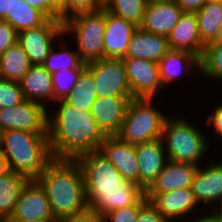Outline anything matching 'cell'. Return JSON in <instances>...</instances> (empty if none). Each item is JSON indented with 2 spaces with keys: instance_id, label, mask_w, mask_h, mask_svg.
Returning a JSON list of instances; mask_svg holds the SVG:
<instances>
[{
  "instance_id": "cell-21",
  "label": "cell",
  "mask_w": 222,
  "mask_h": 222,
  "mask_svg": "<svg viewBox=\"0 0 222 222\" xmlns=\"http://www.w3.org/2000/svg\"><path fill=\"white\" fill-rule=\"evenodd\" d=\"M191 189L197 203L209 205L219 200L222 209V163H213L206 168L198 166Z\"/></svg>"
},
{
  "instance_id": "cell-8",
  "label": "cell",
  "mask_w": 222,
  "mask_h": 222,
  "mask_svg": "<svg viewBox=\"0 0 222 222\" xmlns=\"http://www.w3.org/2000/svg\"><path fill=\"white\" fill-rule=\"evenodd\" d=\"M98 97H132L123 59L103 58L86 64Z\"/></svg>"
},
{
  "instance_id": "cell-40",
  "label": "cell",
  "mask_w": 222,
  "mask_h": 222,
  "mask_svg": "<svg viewBox=\"0 0 222 222\" xmlns=\"http://www.w3.org/2000/svg\"><path fill=\"white\" fill-rule=\"evenodd\" d=\"M56 222H104L103 217L96 212L88 209L87 211L77 214L66 216L58 219Z\"/></svg>"
},
{
  "instance_id": "cell-51",
  "label": "cell",
  "mask_w": 222,
  "mask_h": 222,
  "mask_svg": "<svg viewBox=\"0 0 222 222\" xmlns=\"http://www.w3.org/2000/svg\"><path fill=\"white\" fill-rule=\"evenodd\" d=\"M208 1L222 2V0H208Z\"/></svg>"
},
{
  "instance_id": "cell-16",
  "label": "cell",
  "mask_w": 222,
  "mask_h": 222,
  "mask_svg": "<svg viewBox=\"0 0 222 222\" xmlns=\"http://www.w3.org/2000/svg\"><path fill=\"white\" fill-rule=\"evenodd\" d=\"M163 145L162 139L135 145L139 162V185L144 190L152 184L168 161Z\"/></svg>"
},
{
  "instance_id": "cell-45",
  "label": "cell",
  "mask_w": 222,
  "mask_h": 222,
  "mask_svg": "<svg viewBox=\"0 0 222 222\" xmlns=\"http://www.w3.org/2000/svg\"><path fill=\"white\" fill-rule=\"evenodd\" d=\"M49 2L60 12V21H62L63 0H49Z\"/></svg>"
},
{
  "instance_id": "cell-48",
  "label": "cell",
  "mask_w": 222,
  "mask_h": 222,
  "mask_svg": "<svg viewBox=\"0 0 222 222\" xmlns=\"http://www.w3.org/2000/svg\"><path fill=\"white\" fill-rule=\"evenodd\" d=\"M216 208L217 207H214V209H215V222H222V209L218 210Z\"/></svg>"
},
{
  "instance_id": "cell-30",
  "label": "cell",
  "mask_w": 222,
  "mask_h": 222,
  "mask_svg": "<svg viewBox=\"0 0 222 222\" xmlns=\"http://www.w3.org/2000/svg\"><path fill=\"white\" fill-rule=\"evenodd\" d=\"M147 0H104L103 8L139 27L143 21Z\"/></svg>"
},
{
  "instance_id": "cell-18",
  "label": "cell",
  "mask_w": 222,
  "mask_h": 222,
  "mask_svg": "<svg viewBox=\"0 0 222 222\" xmlns=\"http://www.w3.org/2000/svg\"><path fill=\"white\" fill-rule=\"evenodd\" d=\"M137 26L115 16L106 10V27L104 34V58L122 59Z\"/></svg>"
},
{
  "instance_id": "cell-6",
  "label": "cell",
  "mask_w": 222,
  "mask_h": 222,
  "mask_svg": "<svg viewBox=\"0 0 222 222\" xmlns=\"http://www.w3.org/2000/svg\"><path fill=\"white\" fill-rule=\"evenodd\" d=\"M151 98H133L116 136L132 145L161 139L166 116L152 106Z\"/></svg>"
},
{
  "instance_id": "cell-19",
  "label": "cell",
  "mask_w": 222,
  "mask_h": 222,
  "mask_svg": "<svg viewBox=\"0 0 222 222\" xmlns=\"http://www.w3.org/2000/svg\"><path fill=\"white\" fill-rule=\"evenodd\" d=\"M170 49L189 51L202 58L205 44L202 42L195 13H183L167 36Z\"/></svg>"
},
{
  "instance_id": "cell-22",
  "label": "cell",
  "mask_w": 222,
  "mask_h": 222,
  "mask_svg": "<svg viewBox=\"0 0 222 222\" xmlns=\"http://www.w3.org/2000/svg\"><path fill=\"white\" fill-rule=\"evenodd\" d=\"M169 49L166 36L150 33L137 27L124 58L144 59L158 63Z\"/></svg>"
},
{
  "instance_id": "cell-49",
  "label": "cell",
  "mask_w": 222,
  "mask_h": 222,
  "mask_svg": "<svg viewBox=\"0 0 222 222\" xmlns=\"http://www.w3.org/2000/svg\"><path fill=\"white\" fill-rule=\"evenodd\" d=\"M4 222H56V221H43V220H5Z\"/></svg>"
},
{
  "instance_id": "cell-17",
  "label": "cell",
  "mask_w": 222,
  "mask_h": 222,
  "mask_svg": "<svg viewBox=\"0 0 222 222\" xmlns=\"http://www.w3.org/2000/svg\"><path fill=\"white\" fill-rule=\"evenodd\" d=\"M145 197L168 221L186 216L198 206L191 188H181L165 193H145Z\"/></svg>"
},
{
  "instance_id": "cell-29",
  "label": "cell",
  "mask_w": 222,
  "mask_h": 222,
  "mask_svg": "<svg viewBox=\"0 0 222 222\" xmlns=\"http://www.w3.org/2000/svg\"><path fill=\"white\" fill-rule=\"evenodd\" d=\"M96 84L92 74L85 69L78 78L73 90L65 97L64 101L73 105L80 111H91L97 95Z\"/></svg>"
},
{
  "instance_id": "cell-31",
  "label": "cell",
  "mask_w": 222,
  "mask_h": 222,
  "mask_svg": "<svg viewBox=\"0 0 222 222\" xmlns=\"http://www.w3.org/2000/svg\"><path fill=\"white\" fill-rule=\"evenodd\" d=\"M64 49V51L61 50L59 52H55L53 51L54 48L52 47V49L49 51L47 58L42 63V66L50 74L61 70L86 68V63L81 60L77 51H68L65 47Z\"/></svg>"
},
{
  "instance_id": "cell-24",
  "label": "cell",
  "mask_w": 222,
  "mask_h": 222,
  "mask_svg": "<svg viewBox=\"0 0 222 222\" xmlns=\"http://www.w3.org/2000/svg\"><path fill=\"white\" fill-rule=\"evenodd\" d=\"M19 83L26 100L42 104L40 99L53 101L52 74L42 65L32 64Z\"/></svg>"
},
{
  "instance_id": "cell-9",
  "label": "cell",
  "mask_w": 222,
  "mask_h": 222,
  "mask_svg": "<svg viewBox=\"0 0 222 222\" xmlns=\"http://www.w3.org/2000/svg\"><path fill=\"white\" fill-rule=\"evenodd\" d=\"M48 111L39 102L24 100L10 108H0V132L15 129L48 133Z\"/></svg>"
},
{
  "instance_id": "cell-4",
  "label": "cell",
  "mask_w": 222,
  "mask_h": 222,
  "mask_svg": "<svg viewBox=\"0 0 222 222\" xmlns=\"http://www.w3.org/2000/svg\"><path fill=\"white\" fill-rule=\"evenodd\" d=\"M0 150L9 169L35 180L54 159L49 148L48 133L10 129L1 132Z\"/></svg>"
},
{
  "instance_id": "cell-3",
  "label": "cell",
  "mask_w": 222,
  "mask_h": 222,
  "mask_svg": "<svg viewBox=\"0 0 222 222\" xmlns=\"http://www.w3.org/2000/svg\"><path fill=\"white\" fill-rule=\"evenodd\" d=\"M35 180L44 189L56 220L89 209L83 174L75 159L54 158Z\"/></svg>"
},
{
  "instance_id": "cell-23",
  "label": "cell",
  "mask_w": 222,
  "mask_h": 222,
  "mask_svg": "<svg viewBox=\"0 0 222 222\" xmlns=\"http://www.w3.org/2000/svg\"><path fill=\"white\" fill-rule=\"evenodd\" d=\"M160 79L163 87L174 82L176 78L187 70L195 68L200 72V58L184 50L169 49L167 53L159 60ZM189 68V69H188ZM198 68V69H197Z\"/></svg>"
},
{
  "instance_id": "cell-1",
  "label": "cell",
  "mask_w": 222,
  "mask_h": 222,
  "mask_svg": "<svg viewBox=\"0 0 222 222\" xmlns=\"http://www.w3.org/2000/svg\"><path fill=\"white\" fill-rule=\"evenodd\" d=\"M75 160L83 174L89 209L101 217L122 207L135 206L145 196V190L126 181L100 150L82 153Z\"/></svg>"
},
{
  "instance_id": "cell-26",
  "label": "cell",
  "mask_w": 222,
  "mask_h": 222,
  "mask_svg": "<svg viewBox=\"0 0 222 222\" xmlns=\"http://www.w3.org/2000/svg\"><path fill=\"white\" fill-rule=\"evenodd\" d=\"M31 65L23 47L16 42L0 55L1 78L20 82Z\"/></svg>"
},
{
  "instance_id": "cell-13",
  "label": "cell",
  "mask_w": 222,
  "mask_h": 222,
  "mask_svg": "<svg viewBox=\"0 0 222 222\" xmlns=\"http://www.w3.org/2000/svg\"><path fill=\"white\" fill-rule=\"evenodd\" d=\"M99 150L126 181L139 185V162L135 145L122 141L114 135L107 136L101 143Z\"/></svg>"
},
{
  "instance_id": "cell-46",
  "label": "cell",
  "mask_w": 222,
  "mask_h": 222,
  "mask_svg": "<svg viewBox=\"0 0 222 222\" xmlns=\"http://www.w3.org/2000/svg\"><path fill=\"white\" fill-rule=\"evenodd\" d=\"M213 211L214 212L212 214L204 216L203 218H198L196 221L191 222H215V209Z\"/></svg>"
},
{
  "instance_id": "cell-12",
  "label": "cell",
  "mask_w": 222,
  "mask_h": 222,
  "mask_svg": "<svg viewBox=\"0 0 222 222\" xmlns=\"http://www.w3.org/2000/svg\"><path fill=\"white\" fill-rule=\"evenodd\" d=\"M6 220L57 221L51 212L44 189L36 180H29L25 184L13 214Z\"/></svg>"
},
{
  "instance_id": "cell-38",
  "label": "cell",
  "mask_w": 222,
  "mask_h": 222,
  "mask_svg": "<svg viewBox=\"0 0 222 222\" xmlns=\"http://www.w3.org/2000/svg\"><path fill=\"white\" fill-rule=\"evenodd\" d=\"M18 41V33L7 21L0 19V55Z\"/></svg>"
},
{
  "instance_id": "cell-7",
  "label": "cell",
  "mask_w": 222,
  "mask_h": 222,
  "mask_svg": "<svg viewBox=\"0 0 222 222\" xmlns=\"http://www.w3.org/2000/svg\"><path fill=\"white\" fill-rule=\"evenodd\" d=\"M106 10L80 12L63 21V33L74 32L78 53L84 63L104 58Z\"/></svg>"
},
{
  "instance_id": "cell-32",
  "label": "cell",
  "mask_w": 222,
  "mask_h": 222,
  "mask_svg": "<svg viewBox=\"0 0 222 222\" xmlns=\"http://www.w3.org/2000/svg\"><path fill=\"white\" fill-rule=\"evenodd\" d=\"M200 65V72L206 77L222 79V43L207 44Z\"/></svg>"
},
{
  "instance_id": "cell-36",
  "label": "cell",
  "mask_w": 222,
  "mask_h": 222,
  "mask_svg": "<svg viewBox=\"0 0 222 222\" xmlns=\"http://www.w3.org/2000/svg\"><path fill=\"white\" fill-rule=\"evenodd\" d=\"M139 210L140 201L135 206L122 207L106 213L103 220L104 222H136Z\"/></svg>"
},
{
  "instance_id": "cell-15",
  "label": "cell",
  "mask_w": 222,
  "mask_h": 222,
  "mask_svg": "<svg viewBox=\"0 0 222 222\" xmlns=\"http://www.w3.org/2000/svg\"><path fill=\"white\" fill-rule=\"evenodd\" d=\"M182 14L183 11L175 0L147 2L143 21L139 27L167 37Z\"/></svg>"
},
{
  "instance_id": "cell-28",
  "label": "cell",
  "mask_w": 222,
  "mask_h": 222,
  "mask_svg": "<svg viewBox=\"0 0 222 222\" xmlns=\"http://www.w3.org/2000/svg\"><path fill=\"white\" fill-rule=\"evenodd\" d=\"M4 20L9 22L19 33L27 29L40 27L48 18L24 0H14L11 15H7Z\"/></svg>"
},
{
  "instance_id": "cell-39",
  "label": "cell",
  "mask_w": 222,
  "mask_h": 222,
  "mask_svg": "<svg viewBox=\"0 0 222 222\" xmlns=\"http://www.w3.org/2000/svg\"><path fill=\"white\" fill-rule=\"evenodd\" d=\"M30 6L40 10L48 19L60 20V12L49 0H24Z\"/></svg>"
},
{
  "instance_id": "cell-25",
  "label": "cell",
  "mask_w": 222,
  "mask_h": 222,
  "mask_svg": "<svg viewBox=\"0 0 222 222\" xmlns=\"http://www.w3.org/2000/svg\"><path fill=\"white\" fill-rule=\"evenodd\" d=\"M28 181L27 177L11 170L0 175V220L3 222L13 214L21 190Z\"/></svg>"
},
{
  "instance_id": "cell-11",
  "label": "cell",
  "mask_w": 222,
  "mask_h": 222,
  "mask_svg": "<svg viewBox=\"0 0 222 222\" xmlns=\"http://www.w3.org/2000/svg\"><path fill=\"white\" fill-rule=\"evenodd\" d=\"M122 59L133 98L153 99L157 91L163 89L158 63L137 58Z\"/></svg>"
},
{
  "instance_id": "cell-10",
  "label": "cell",
  "mask_w": 222,
  "mask_h": 222,
  "mask_svg": "<svg viewBox=\"0 0 222 222\" xmlns=\"http://www.w3.org/2000/svg\"><path fill=\"white\" fill-rule=\"evenodd\" d=\"M61 35H64L63 22L48 19L40 27L19 32L17 42L23 47L31 64L42 65L52 49V41Z\"/></svg>"
},
{
  "instance_id": "cell-27",
  "label": "cell",
  "mask_w": 222,
  "mask_h": 222,
  "mask_svg": "<svg viewBox=\"0 0 222 222\" xmlns=\"http://www.w3.org/2000/svg\"><path fill=\"white\" fill-rule=\"evenodd\" d=\"M196 14L202 42L212 43L222 26V2L208 1Z\"/></svg>"
},
{
  "instance_id": "cell-47",
  "label": "cell",
  "mask_w": 222,
  "mask_h": 222,
  "mask_svg": "<svg viewBox=\"0 0 222 222\" xmlns=\"http://www.w3.org/2000/svg\"><path fill=\"white\" fill-rule=\"evenodd\" d=\"M220 43H222V26L220 27L215 40L209 44H220Z\"/></svg>"
},
{
  "instance_id": "cell-43",
  "label": "cell",
  "mask_w": 222,
  "mask_h": 222,
  "mask_svg": "<svg viewBox=\"0 0 222 222\" xmlns=\"http://www.w3.org/2000/svg\"><path fill=\"white\" fill-rule=\"evenodd\" d=\"M14 0H0V19L4 20L11 15Z\"/></svg>"
},
{
  "instance_id": "cell-20",
  "label": "cell",
  "mask_w": 222,
  "mask_h": 222,
  "mask_svg": "<svg viewBox=\"0 0 222 222\" xmlns=\"http://www.w3.org/2000/svg\"><path fill=\"white\" fill-rule=\"evenodd\" d=\"M198 166L168 160L145 193H165L181 188H191Z\"/></svg>"
},
{
  "instance_id": "cell-33",
  "label": "cell",
  "mask_w": 222,
  "mask_h": 222,
  "mask_svg": "<svg viewBox=\"0 0 222 222\" xmlns=\"http://www.w3.org/2000/svg\"><path fill=\"white\" fill-rule=\"evenodd\" d=\"M86 68L61 70L52 74L53 100H64L75 87L79 76Z\"/></svg>"
},
{
  "instance_id": "cell-42",
  "label": "cell",
  "mask_w": 222,
  "mask_h": 222,
  "mask_svg": "<svg viewBox=\"0 0 222 222\" xmlns=\"http://www.w3.org/2000/svg\"><path fill=\"white\" fill-rule=\"evenodd\" d=\"M213 114L208 116L207 124L214 126L216 133L222 136V105H219L215 108Z\"/></svg>"
},
{
  "instance_id": "cell-5",
  "label": "cell",
  "mask_w": 222,
  "mask_h": 222,
  "mask_svg": "<svg viewBox=\"0 0 222 222\" xmlns=\"http://www.w3.org/2000/svg\"><path fill=\"white\" fill-rule=\"evenodd\" d=\"M166 142L168 160L178 163L198 165L200 158L207 151V140L186 118L167 117L162 131Z\"/></svg>"
},
{
  "instance_id": "cell-34",
  "label": "cell",
  "mask_w": 222,
  "mask_h": 222,
  "mask_svg": "<svg viewBox=\"0 0 222 222\" xmlns=\"http://www.w3.org/2000/svg\"><path fill=\"white\" fill-rule=\"evenodd\" d=\"M24 100L19 82L0 78V108H10Z\"/></svg>"
},
{
  "instance_id": "cell-37",
  "label": "cell",
  "mask_w": 222,
  "mask_h": 222,
  "mask_svg": "<svg viewBox=\"0 0 222 222\" xmlns=\"http://www.w3.org/2000/svg\"><path fill=\"white\" fill-rule=\"evenodd\" d=\"M136 222H169L155 208V206L144 196L140 200V210Z\"/></svg>"
},
{
  "instance_id": "cell-41",
  "label": "cell",
  "mask_w": 222,
  "mask_h": 222,
  "mask_svg": "<svg viewBox=\"0 0 222 222\" xmlns=\"http://www.w3.org/2000/svg\"><path fill=\"white\" fill-rule=\"evenodd\" d=\"M183 13H197L208 0H175Z\"/></svg>"
},
{
  "instance_id": "cell-35",
  "label": "cell",
  "mask_w": 222,
  "mask_h": 222,
  "mask_svg": "<svg viewBox=\"0 0 222 222\" xmlns=\"http://www.w3.org/2000/svg\"><path fill=\"white\" fill-rule=\"evenodd\" d=\"M103 5L104 0H63L62 22L80 12L97 11L103 8Z\"/></svg>"
},
{
  "instance_id": "cell-44",
  "label": "cell",
  "mask_w": 222,
  "mask_h": 222,
  "mask_svg": "<svg viewBox=\"0 0 222 222\" xmlns=\"http://www.w3.org/2000/svg\"><path fill=\"white\" fill-rule=\"evenodd\" d=\"M9 171H10V169L8 166L7 159L4 156V154L2 153V151L0 150V175L5 174Z\"/></svg>"
},
{
  "instance_id": "cell-14",
  "label": "cell",
  "mask_w": 222,
  "mask_h": 222,
  "mask_svg": "<svg viewBox=\"0 0 222 222\" xmlns=\"http://www.w3.org/2000/svg\"><path fill=\"white\" fill-rule=\"evenodd\" d=\"M133 97H97L91 114L98 127L106 136L116 135Z\"/></svg>"
},
{
  "instance_id": "cell-2",
  "label": "cell",
  "mask_w": 222,
  "mask_h": 222,
  "mask_svg": "<svg viewBox=\"0 0 222 222\" xmlns=\"http://www.w3.org/2000/svg\"><path fill=\"white\" fill-rule=\"evenodd\" d=\"M53 119L48 118V140L56 159H75L82 153L99 150L107 137L98 127L91 111H80L64 100Z\"/></svg>"
},
{
  "instance_id": "cell-50",
  "label": "cell",
  "mask_w": 222,
  "mask_h": 222,
  "mask_svg": "<svg viewBox=\"0 0 222 222\" xmlns=\"http://www.w3.org/2000/svg\"><path fill=\"white\" fill-rule=\"evenodd\" d=\"M168 1V0H147V2Z\"/></svg>"
}]
</instances>
